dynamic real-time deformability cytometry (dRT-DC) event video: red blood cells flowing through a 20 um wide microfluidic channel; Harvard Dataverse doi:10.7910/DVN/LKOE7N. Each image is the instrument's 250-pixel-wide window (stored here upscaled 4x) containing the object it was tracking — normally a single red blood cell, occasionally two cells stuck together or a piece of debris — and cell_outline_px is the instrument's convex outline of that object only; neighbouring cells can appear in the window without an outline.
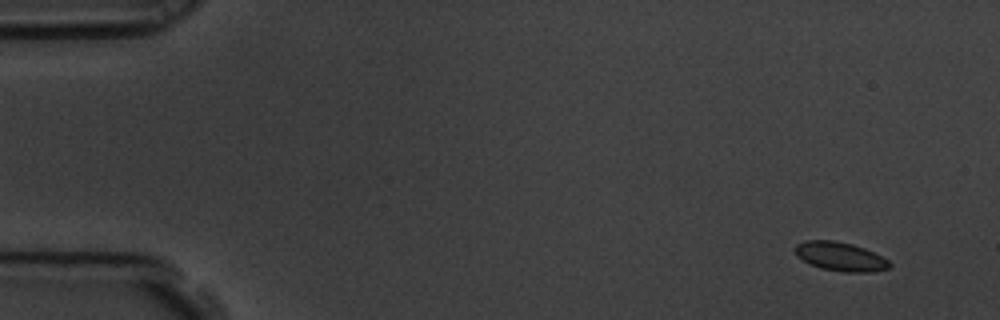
{"species": "common noctule bat (a hibernating species)", "species_latin": "Nyctalus noctula", "temperature_condition": "room temperature", "stored_images_in_passage": 5, "camera_frame_rate_fps": 3000, "um_per_image_px": 0.085, "animal": {"sex": "male", "body_mass_g": 19.5, "forearm_length_mm": 54.6}, "frame": {"image": 1, "passage_image": 1, "time_ms": 0.0, "image_size_px": [1000, 320], "cell_outline_px": [[892, 264], [888, 268], [868, 272], [844, 272], [820, 268], [796, 256], [796, 244], [804, 240], [832, 240], [852, 244], [864, 248], [888, 260]], "centroid_in_image_um": [71.41, 21.8], "position_along_channel_um": 13.6, "area_um2": 15.66}}
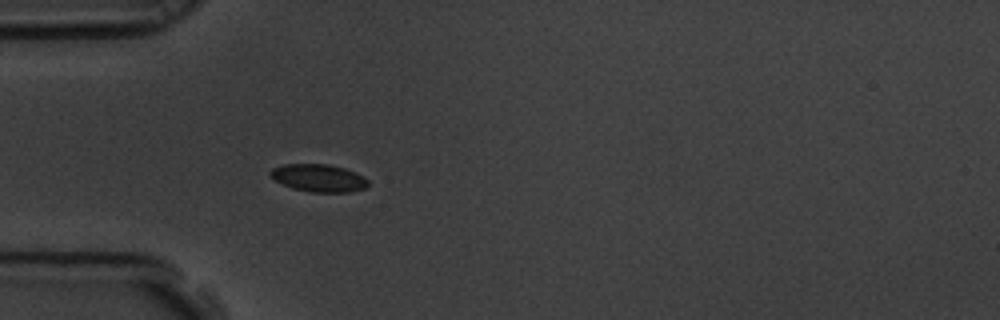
{"frame": {"image": 2, "passage_image": 5, "time_ms": 1.333, "image_size_px": [1000, 320], "cell_outline_px": [[368, 184], [364, 188], [348, 192], [308, 192], [292, 188], [268, 176], [268, 172], [272, 168], [284, 164], [328, 164], [344, 168], [364, 176], [368, 180]], "centroid_in_image_um": [27.06, 15.12], "position_along_channel_um": 57.9, "area_um2": 15.72}}